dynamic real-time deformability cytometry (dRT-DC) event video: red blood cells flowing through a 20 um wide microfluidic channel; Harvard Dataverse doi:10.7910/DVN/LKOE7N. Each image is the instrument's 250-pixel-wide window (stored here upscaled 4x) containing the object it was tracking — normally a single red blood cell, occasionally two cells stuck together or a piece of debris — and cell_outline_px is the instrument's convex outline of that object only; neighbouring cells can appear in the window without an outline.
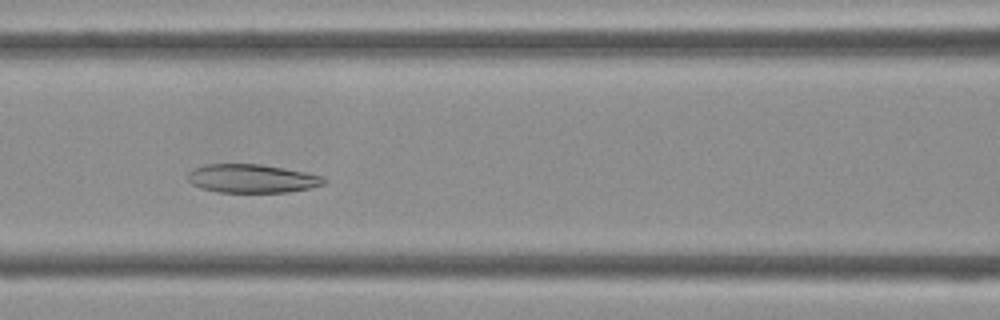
{"species": "Egyptian fruit bat (a non-hibernating species)", "species_latin": "Rousettus aegyptiacus", "temperature_condition": "cold", "stored_images_in_passage": 30, "camera_frame_rate_fps": 3000, "um_per_image_px": 0.085, "frame": {"image": 1, "passage_image": 14, "time_ms": 4.333, "image_size_px": [1000, 320], "cell_outline_px": [[328, 180], [324, 184], [308, 188], [288, 192], [216, 192], [200, 188], [192, 184], [188, 180], [188, 172], [192, 168], [204, 164], [260, 164], [284, 168], [324, 176]], "centroid_in_image_um": [21.39, 15.17], "position_along_channel_um": 145.2, "area_um2": 22.77}}
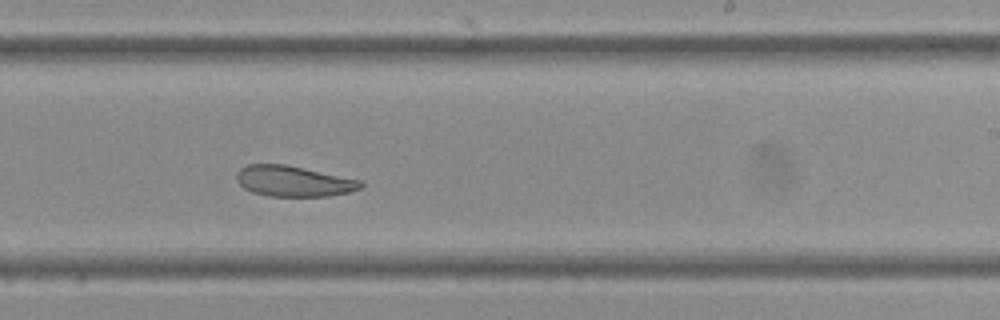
{"frame": {"image": 2, "passage_image": 22, "time_ms": 7.0, "image_size_px": [1000, 320], "cell_outline_px": [[364, 184], [360, 188], [348, 192], [328, 196], [268, 196], [252, 192], [244, 188], [236, 180], [236, 172], [240, 168], [248, 164], [284, 164], [364, 180]], "centroid_in_image_um": [24.95, 15.39], "position_along_channel_um": 264.0, "area_um2": 22.31}}
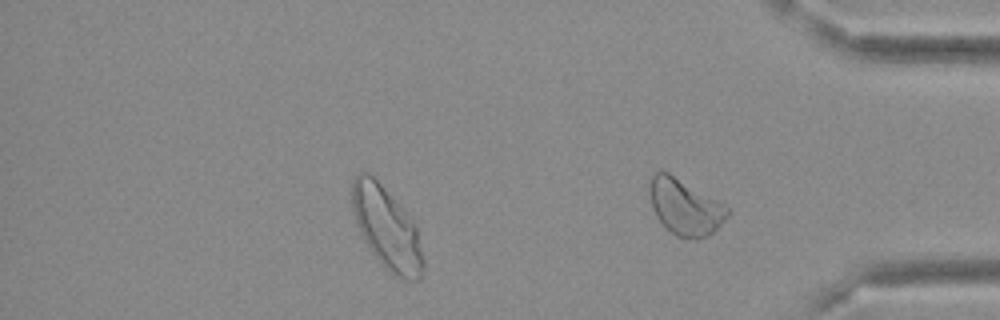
{"frame": {"image": 3, "passage_image": 30, "time_ms": 9.667, "image_size_px": [1000, 320], "cell_outline_px": [[728, 216], [708, 236], [696, 240], [676, 236], [656, 216], [652, 208], [648, 184], [648, 180], [652, 172], [668, 172], [724, 204], [728, 208]], "centroid_in_image_um": [58.19, 17.58], "position_along_channel_um": 377.0, "area_um2": 25.14}}